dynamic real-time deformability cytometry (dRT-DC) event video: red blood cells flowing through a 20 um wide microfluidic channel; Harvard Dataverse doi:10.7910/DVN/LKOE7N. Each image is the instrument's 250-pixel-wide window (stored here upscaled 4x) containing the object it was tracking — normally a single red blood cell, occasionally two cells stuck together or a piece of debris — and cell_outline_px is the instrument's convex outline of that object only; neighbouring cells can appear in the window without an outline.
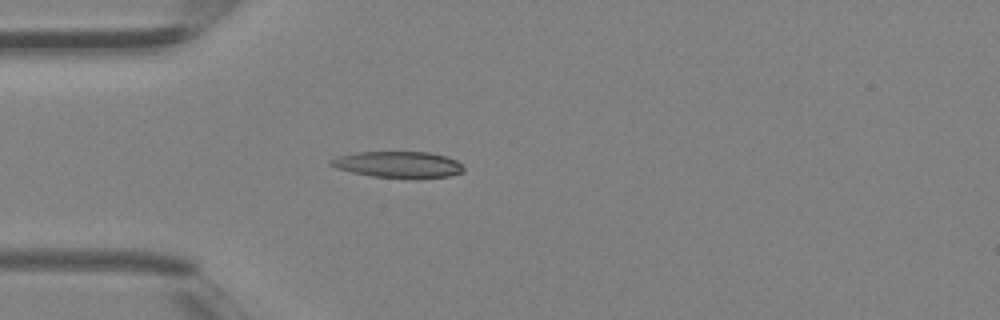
{"species": "Egyptian fruit bat (a non-hibernating species)", "species_latin": "Rousettus aegyptiacus", "temperature_condition": "room temperature", "stored_images_in_passage": 3, "camera_frame_rate_fps": 3000, "um_per_image_px": 0.085, "animal": {"sex": "female"}, "frame": {"image": 1, "passage_image": 3, "time_ms": 0.667, "image_size_px": [1000, 320], "cell_outline_px": [[464, 172], [448, 176], [372, 176], [352, 172], [336, 168], [328, 164], [328, 160], [336, 156], [356, 152], [428, 152], [448, 156], [456, 160], [464, 168]], "centroid_in_image_um": [33.79, 13.94], "position_along_channel_um": 51.2, "area_um2": 19.83}}